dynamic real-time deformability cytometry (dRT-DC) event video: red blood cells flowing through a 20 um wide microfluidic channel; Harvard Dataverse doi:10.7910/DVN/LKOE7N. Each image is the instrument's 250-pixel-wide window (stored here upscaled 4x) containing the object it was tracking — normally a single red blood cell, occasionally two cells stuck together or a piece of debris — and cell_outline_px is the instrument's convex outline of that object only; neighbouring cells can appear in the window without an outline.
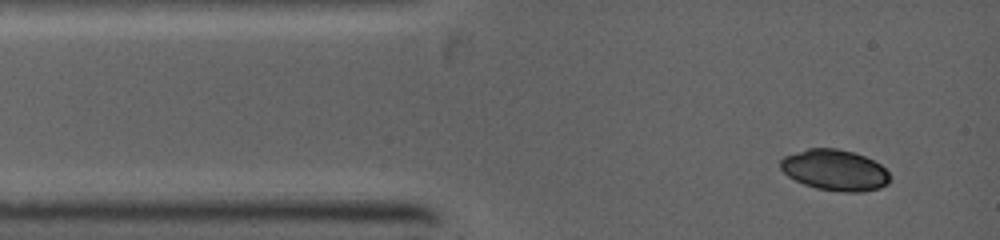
{"species": "common noctule bat (a hibernating species)", "species_latin": "Nyctalus noctula", "temperature_condition": "warm", "stored_images_in_passage": 6, "camera_frame_rate_fps": 5000, "um_per_image_px": 0.085, "animal": {"sex": "female", "body_mass_g": 19.0, "forearm_length_mm": 53.3}, "frame": {"image": 1, "passage_image": 1, "time_ms": 0.0, "image_size_px": [1000, 240], "cell_outline_px": [[888, 184], [880, 188], [864, 192], [840, 192], [816, 188], [804, 184], [788, 176], [780, 168], [780, 160], [784, 156], [808, 148], [836, 148], [852, 152], [864, 156], [880, 164], [888, 172]], "centroid_in_image_um": [70.95, 14.46], "position_along_channel_um": 14.1, "area_um2": 26.07}}
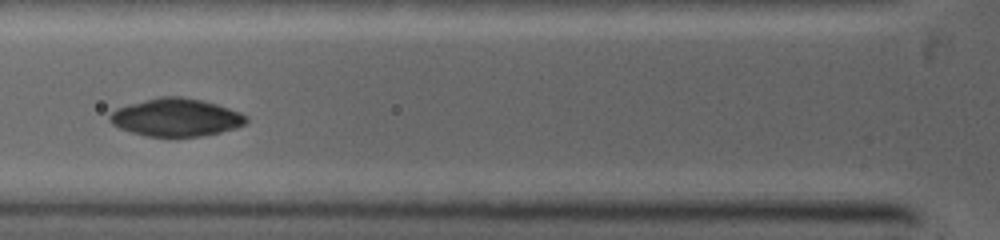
{"frame": {"image": 2, "passage_image": 4, "time_ms": 3.0, "image_size_px": [1000, 240], "cell_outline_px": [[248, 120], [244, 124], [236, 128], [220, 132], [200, 136], [148, 136], [132, 132], [120, 128], [112, 124], [108, 120], [108, 116], [116, 108], [128, 104], [160, 96], [180, 96], [200, 100], [216, 104], [240, 112], [248, 116]], "centroid_in_image_um": [14.95, 9.97], "position_along_channel_um": 110.9, "area_um2": 29.94}}
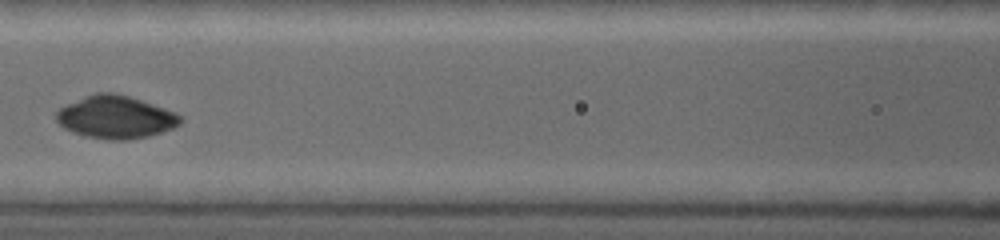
{"frame": {"image": 3, "passage_image": 5, "time_ms": 4.0, "image_size_px": [1000, 240], "cell_outline_px": [[184, 120], [180, 124], [172, 128], [148, 136], [128, 140], [108, 140], [88, 136], [72, 132], [64, 128], [56, 120], [56, 112], [60, 108], [68, 104], [96, 92], [112, 92], [128, 96], [176, 112], [184, 116]], "centroid_in_image_um": [9.86, 9.96], "position_along_channel_um": 156.7, "area_um2": 30.69}}